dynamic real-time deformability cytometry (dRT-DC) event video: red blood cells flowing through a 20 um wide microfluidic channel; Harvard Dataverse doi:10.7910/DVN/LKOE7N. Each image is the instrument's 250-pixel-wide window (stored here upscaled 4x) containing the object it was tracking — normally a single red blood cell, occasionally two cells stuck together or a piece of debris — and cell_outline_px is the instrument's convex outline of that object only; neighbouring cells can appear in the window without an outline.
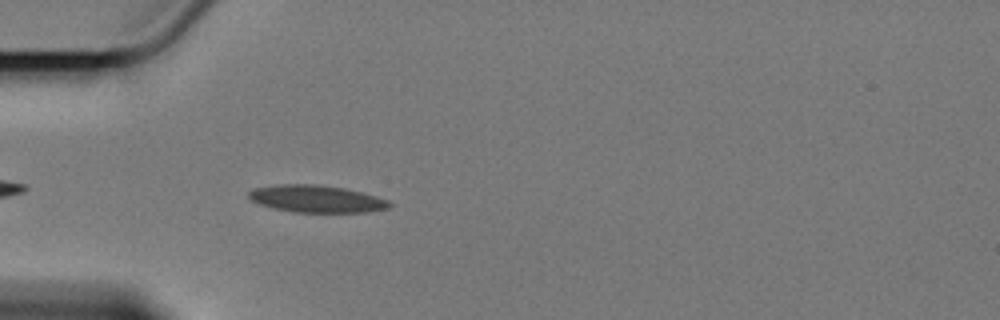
{"species": "Egyptian fruit bat (a non-hibernating species)", "species_latin": "Rousettus aegyptiacus", "temperature_condition": "cold", "stored_images_in_passage": 31, "camera_frame_rate_fps": 3000, "um_per_image_px": 0.085, "animal": {"sex": "female"}, "frame": {"image": 1, "passage_image": 4, "time_ms": 1.0, "image_size_px": [1000, 320], "cell_outline_px": [[392, 208], [368, 212], [292, 212], [272, 208], [260, 204], [252, 200], [248, 196], [248, 192], [252, 188], [280, 184], [316, 184], [344, 188], [376, 196], [388, 200], [392, 204]], "centroid_in_image_um": [26.91, 16.9], "position_along_channel_um": 58.1, "area_um2": 22.43}}
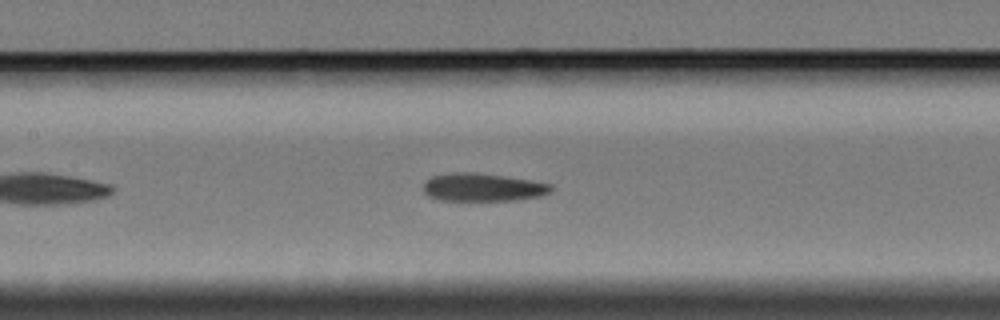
{"frame": {"image": 2, "passage_image": 14, "time_ms": 4.333, "image_size_px": [1000, 320], "cell_outline_px": [[552, 192], [540, 196], [516, 200], [436, 200], [428, 196], [424, 192], [424, 184], [432, 176], [452, 172], [476, 172], [508, 176], [532, 180], [552, 184]], "centroid_in_image_um": [41.06, 15.91], "position_along_channel_um": 166.3, "area_um2": 21.04}}
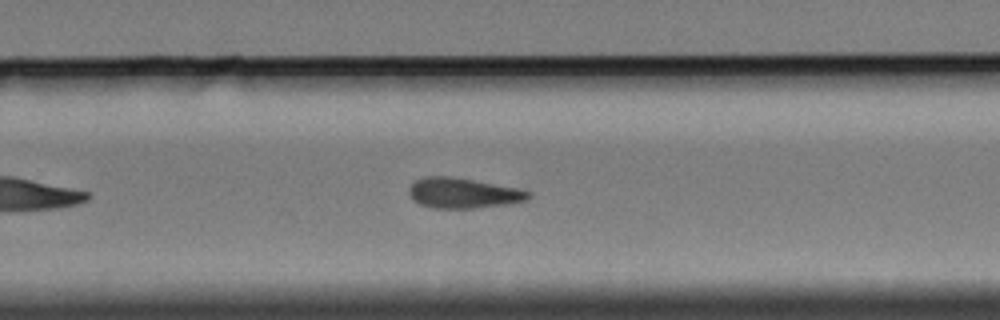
{"frame": {"image": 3, "passage_image": 25, "time_ms": 8.0, "image_size_px": [1000, 320], "cell_outline_px": [[532, 196], [528, 200], [508, 204], [472, 208], [432, 208], [420, 204], [412, 200], [408, 192], [408, 188], [416, 180], [424, 176], [452, 176], [516, 188], [532, 192]], "centroid_in_image_um": [39.35, 16.41], "position_along_channel_um": 290.4, "area_um2": 21.15}}